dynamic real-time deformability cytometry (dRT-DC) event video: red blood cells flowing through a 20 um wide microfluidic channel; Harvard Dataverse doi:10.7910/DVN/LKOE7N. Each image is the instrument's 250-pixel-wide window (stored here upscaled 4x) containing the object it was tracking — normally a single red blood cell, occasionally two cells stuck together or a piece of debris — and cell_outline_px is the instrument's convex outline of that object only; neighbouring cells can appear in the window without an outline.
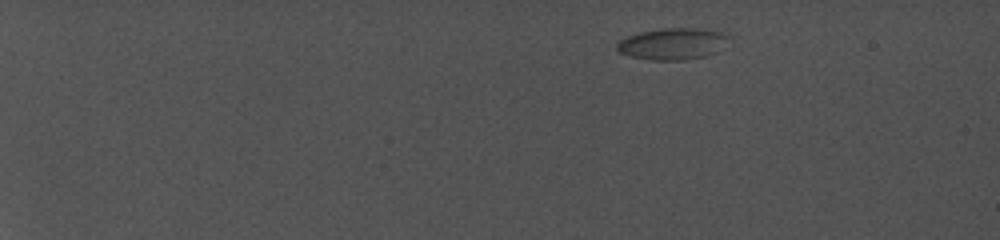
{"species": "common noctule bat (a hibernating species)", "species_latin": "Nyctalus noctula", "temperature_condition": "cold", "stored_images_in_passage": 3, "camera_frame_rate_fps": 5000, "um_per_image_px": 0.085, "animal": {"sex": "female", "body_mass_g": 19.0, "forearm_length_mm": 56.7}, "frame": {"image": 1, "passage_image": 1, "time_ms": 0.0, "image_size_px": [1000, 240], "cell_outline_px": [[708, 32], [696, 56], [668, 60], [660, 60], [636, 56], [624, 52], [620, 48], [620, 44], [624, 40], [632, 36], [648, 32]], "centroid_in_image_um": [56.47, 3.82], "position_along_channel_um": 28.5, "area_um2": 13.99}}